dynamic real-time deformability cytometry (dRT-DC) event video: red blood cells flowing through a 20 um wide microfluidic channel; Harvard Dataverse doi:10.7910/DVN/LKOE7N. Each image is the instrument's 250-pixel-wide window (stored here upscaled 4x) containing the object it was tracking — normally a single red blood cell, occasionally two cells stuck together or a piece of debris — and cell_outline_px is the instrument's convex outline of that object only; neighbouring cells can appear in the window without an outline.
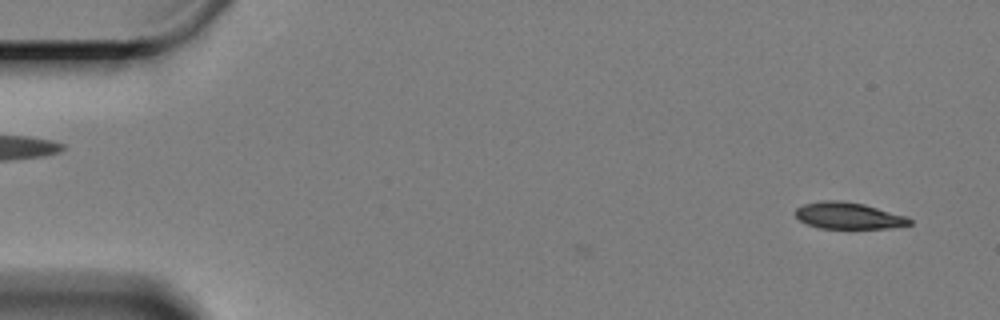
{"species": "Egyptian fruit bat (a non-hibernating species)", "species_latin": "Rousettus aegyptiacus", "temperature_condition": "cold", "stored_images_in_passage": 5, "camera_frame_rate_fps": 3000, "um_per_image_px": 0.085, "animal": {"sex": "female"}, "frame": {"image": 1, "passage_image": 2, "time_ms": 0.333, "image_size_px": [1000, 320], "cell_outline_px": [[912, 224], [888, 228], [820, 228], [808, 224], [800, 220], [792, 212], [796, 208], [804, 204], [824, 200], [840, 200], [864, 204], [908, 216], [912, 220]], "centroid_in_image_um": [72.12, 18.32], "position_along_channel_um": 12.9, "area_um2": 17.74}}